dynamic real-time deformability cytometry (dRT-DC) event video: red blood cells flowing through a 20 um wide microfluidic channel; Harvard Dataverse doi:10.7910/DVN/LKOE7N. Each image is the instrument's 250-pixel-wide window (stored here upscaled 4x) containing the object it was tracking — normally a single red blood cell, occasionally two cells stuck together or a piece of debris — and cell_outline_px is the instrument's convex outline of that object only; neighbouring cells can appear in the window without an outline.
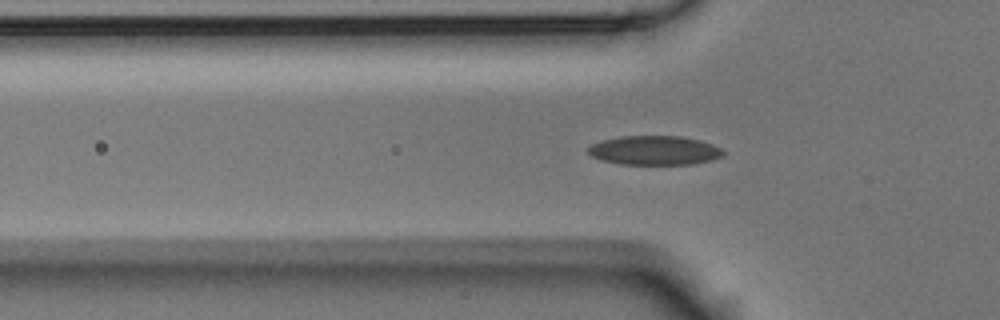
{"species": "Egyptian fruit bat (a non-hibernating species)", "species_latin": "Rousettus aegyptiacus", "temperature_condition": "room temperature", "stored_images_in_passage": 52, "camera_frame_rate_fps": 3000, "um_per_image_px": 0.085, "animal": {"sex": "male"}, "frame": {"image": 1, "passage_image": 13, "time_ms": 4.0, "image_size_px": [1000, 320], "cell_outline_px": [[724, 156], [712, 160], [692, 164], [620, 164], [600, 160], [592, 156], [588, 152], [588, 148], [592, 144], [600, 140], [620, 136], [680, 136], [700, 140], [712, 144], [720, 148], [724, 152]], "centroid_in_image_um": [55.62, 12.78], "position_along_channel_um": 70.2, "area_um2": 23.06}}
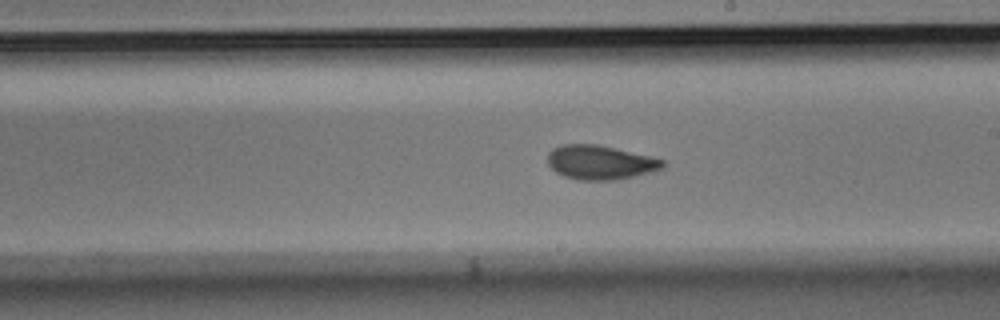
{"frame": {"image": 2, "passage_image": 27, "time_ms": 8.667, "image_size_px": [1000, 320], "cell_outline_px": [[664, 168], [652, 172], [636, 176], [612, 180], [580, 180], [564, 176], [556, 172], [548, 164], [548, 152], [552, 148], [564, 144], [596, 144], [652, 156], [664, 160]], "centroid_in_image_um": [51.03, 13.8], "position_along_channel_um": 238.0, "area_um2": 23.0}}
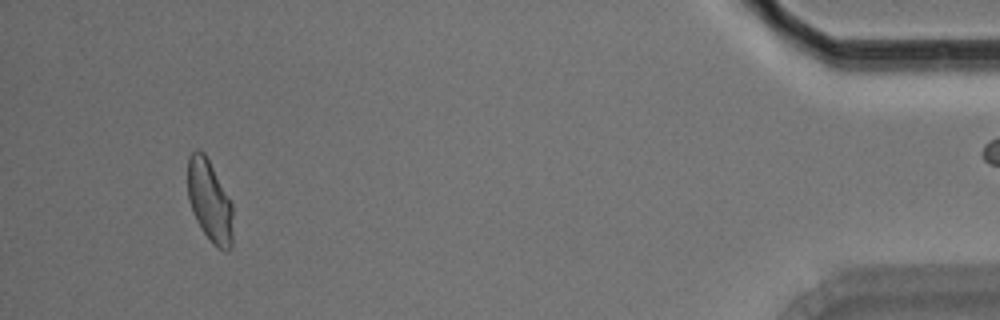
{"frame": {"image": 3, "passage_image": 48, "time_ms": 15.667, "image_size_px": [1000, 320], "cell_outline_px": [[232, 248], [228, 252], [224, 252], [216, 248], [212, 244], [200, 228], [192, 212], [188, 200], [188, 156], [196, 148], [200, 148], [204, 152], [232, 204]], "centroid_in_image_um": [17.81, 17.13], "position_along_channel_um": 417.4, "area_um2": 21.79}, "authors_computed_cell_mechanics": {"area_um2": 22.5131, "velocity_mm_per_s": 3.5738, "shape_relaxation_time_tau1_ms": 4.1843, "shape_relaxation_time_tau2_ms": 1.443, "deformation_change_tau1": 0.1147, "deformation_change_tau2": 0.0639}}